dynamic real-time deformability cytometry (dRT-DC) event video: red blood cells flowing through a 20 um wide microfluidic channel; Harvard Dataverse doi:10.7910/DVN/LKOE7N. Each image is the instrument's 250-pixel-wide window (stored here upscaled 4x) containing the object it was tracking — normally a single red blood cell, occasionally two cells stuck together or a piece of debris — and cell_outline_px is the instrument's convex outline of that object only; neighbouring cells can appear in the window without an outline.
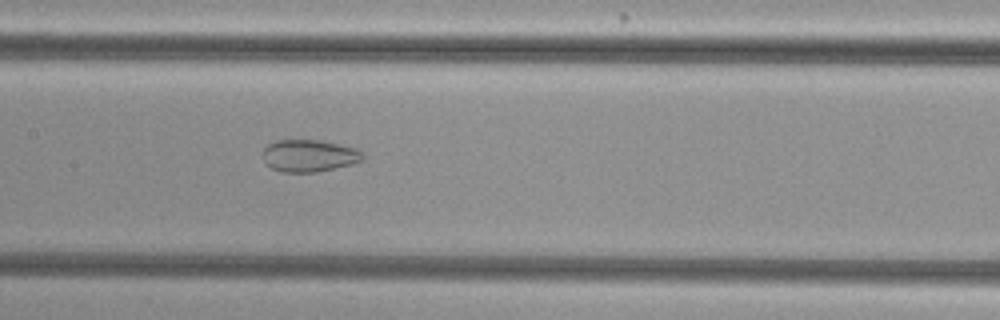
{"species": "common noctule bat (a hibernating species)", "species_latin": "Nyctalus noctula", "temperature_condition": "cold", "stored_images_in_passage": 55, "camera_frame_rate_fps": 3000, "um_per_image_px": 0.085, "animal": {"sex": "female", "body_mass_g": 29.2, "forearm_length_mm": 56.3}, "frame": {"image": 1, "passage_image": 28, "time_ms": 9.0, "image_size_px": [1000, 320], "cell_outline_px": [[364, 160], [352, 164], [316, 172], [280, 172], [272, 168], [264, 160], [264, 148], [268, 144], [276, 140], [320, 140], [356, 148], [364, 156]], "centroid_in_image_um": [26.28, 13.23], "position_along_channel_um": 181.1, "area_um2": 18.61}}
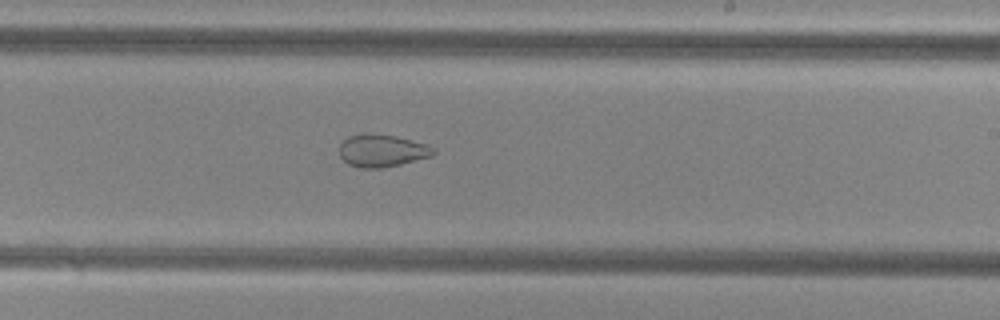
{"frame": {"image": 2, "passage_image": 34, "time_ms": 11.0, "image_size_px": [1000, 320], "cell_outline_px": [[436, 152], [432, 156], [384, 168], [360, 168], [348, 164], [340, 156], [340, 144], [348, 136], [360, 132], [368, 132], [396, 136], [428, 144], [436, 148]], "centroid_in_image_um": [32.48, 12.78], "position_along_channel_um": 256.5, "area_um2": 18.15}}
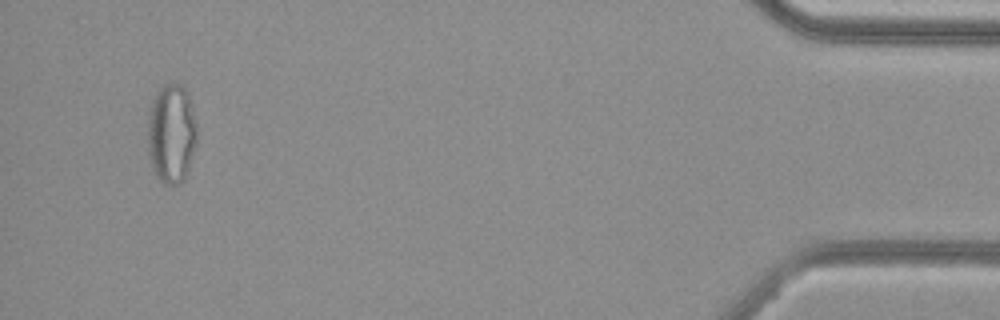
{"frame": {"image": 3, "passage_image": 53, "time_ms": 17.333, "image_size_px": [1000, 320], "cell_outline_px": [[196, 144], [188, 172], [184, 180], [180, 184], [164, 184], [156, 176], [152, 168], [148, 156], [148, 116], [152, 100], [156, 92], [164, 84], [176, 84], [184, 88], [188, 92], [196, 120]], "centroid_in_image_um": [14.57, 11.38], "position_along_channel_um": 420.6, "area_um2": 28.84}, "authors_computed_cell_mechanics": {"area_um2": 26.299, "velocity_mm_per_s": 3.7825, "shape_relaxation_time_tau1_ms": null, "shape_relaxation_time_tau2_ms": 2.3489, "deformation_change_tau1": null, "deformation_change_tau2": 0.0839}}